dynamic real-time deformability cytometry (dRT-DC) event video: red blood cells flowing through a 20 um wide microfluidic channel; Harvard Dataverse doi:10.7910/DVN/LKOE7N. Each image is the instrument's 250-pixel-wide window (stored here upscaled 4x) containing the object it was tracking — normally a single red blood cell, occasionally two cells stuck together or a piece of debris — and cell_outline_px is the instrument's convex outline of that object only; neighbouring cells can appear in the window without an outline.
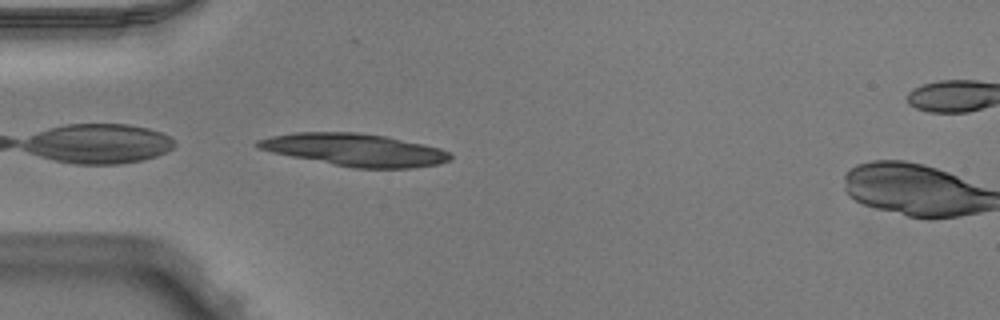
{"species": "Egyptian fruit bat (a non-hibernating species)", "species_latin": "Rousettus aegyptiacus", "temperature_condition": "warm", "stored_images_in_passage": 36, "camera_frame_rate_fps": 3000, "um_per_image_px": 0.085, "animal": {"sex": "male"}, "frame": {"image": 1, "passage_image": 1, "time_ms": 0.0, "image_size_px": [1000, 320], "cell_outline_px": [[452, 156], [448, 160], [440, 164], [408, 168], [356, 168], [292, 156], [272, 152], [260, 148], [252, 144], [256, 140], [272, 136], [292, 132], [356, 132], [384, 136], [424, 144], [440, 148], [452, 152]], "centroid_in_image_um": [30.17, 12.72], "position_along_channel_um": 54.8, "area_um2": 36.13}}
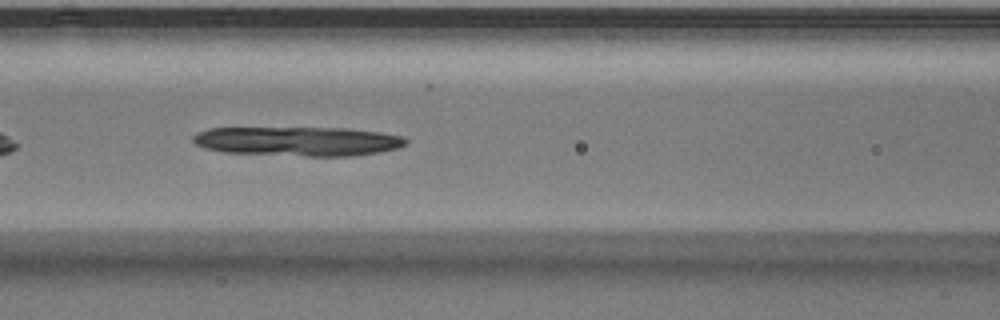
{"frame": {"image": 2, "passage_image": 8, "time_ms": 2.333, "image_size_px": [1000, 320], "cell_outline_px": [[408, 140], [404, 144], [396, 148], [376, 152], [352, 156], [308, 156], [224, 152], [204, 148], [196, 144], [192, 140], [192, 136], [196, 132], [208, 128], [348, 128], [380, 132], [404, 136]], "centroid_in_image_um": [25.29, 12.0], "position_along_channel_um": 141.3, "area_um2": 36.3}}
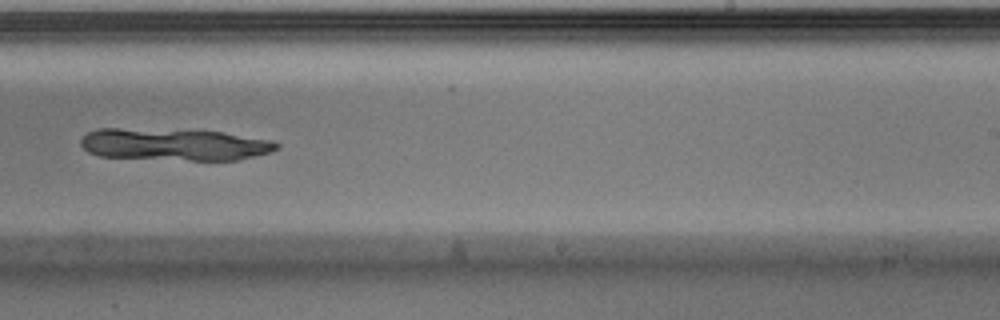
{"frame": {"image": 3, "passage_image": 18, "time_ms": 5.667, "image_size_px": [1000, 320], "cell_outline_px": [[280, 148], [268, 152], [240, 160], [192, 160], [100, 156], [88, 152], [80, 144], [80, 140], [88, 132], [96, 128], [116, 128], [220, 132], [272, 140], [280, 144]], "centroid_in_image_um": [14.81, 12.28], "position_along_channel_um": 274.2, "area_um2": 36.13}}